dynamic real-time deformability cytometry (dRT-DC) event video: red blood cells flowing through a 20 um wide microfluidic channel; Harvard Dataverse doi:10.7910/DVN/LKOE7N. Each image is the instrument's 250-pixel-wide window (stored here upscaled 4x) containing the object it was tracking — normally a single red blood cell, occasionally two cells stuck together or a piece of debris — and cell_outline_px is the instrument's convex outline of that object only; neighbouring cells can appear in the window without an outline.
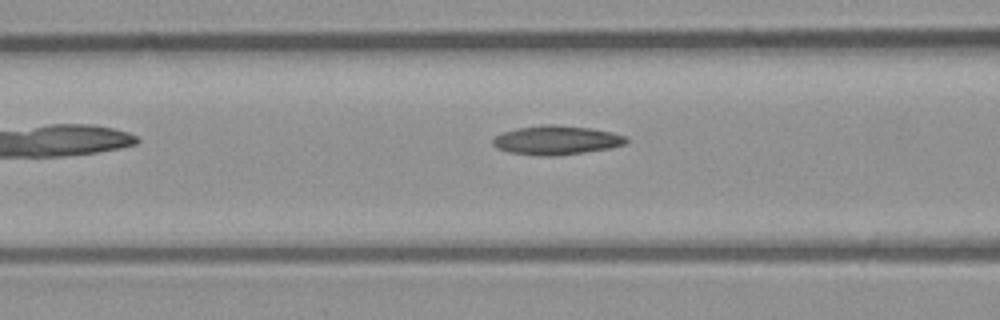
{"species": "common noctule bat (a hibernating species)", "species_latin": "Nyctalus noctula", "temperature_condition": "room temperature", "stored_images_in_passage": 6, "camera_frame_rate_fps": 3000, "um_per_image_px": 0.085, "animal": {"sex": "male", "body_mass_g": 23.1, "forearm_length_mm": 52.7}, "frame": {"image": 1, "passage_image": 6, "time_ms": 1.667, "image_size_px": [1000, 320], "cell_outline_px": [[628, 140], [624, 144], [612, 148], [584, 152], [552, 156], [540, 156], [508, 152], [496, 148], [492, 144], [492, 140], [500, 132], [516, 128], [544, 124], [556, 124], [592, 128], [612, 132], [628, 136]], "centroid_in_image_um": [47.28, 11.9], "position_along_channel_um": 119.3, "area_um2": 22.89}}